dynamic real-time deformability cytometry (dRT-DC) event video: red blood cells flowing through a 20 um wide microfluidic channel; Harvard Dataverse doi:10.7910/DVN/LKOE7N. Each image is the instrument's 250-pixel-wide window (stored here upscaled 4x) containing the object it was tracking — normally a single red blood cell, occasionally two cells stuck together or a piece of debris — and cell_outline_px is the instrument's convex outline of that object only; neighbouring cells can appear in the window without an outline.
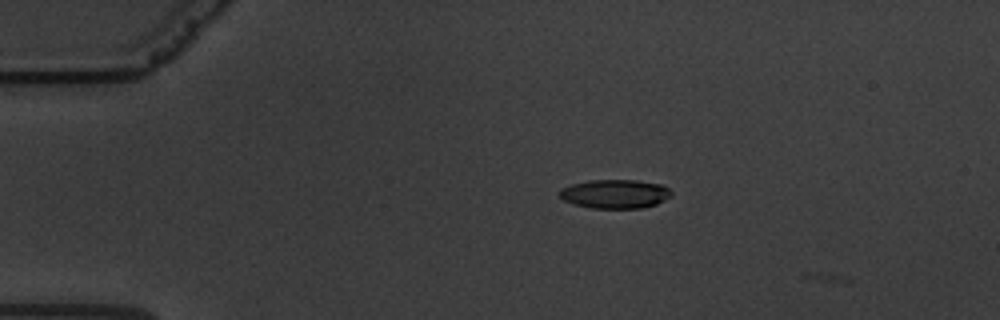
{"species": "common noctule bat (a hibernating species)", "species_latin": "Nyctalus noctula", "temperature_condition": "warm", "stored_images_in_passage": 6, "camera_frame_rate_fps": 3000, "um_per_image_px": 0.085, "animal": {"sex": "male", "body_mass_g": 19.5, "forearm_length_mm": 54.6}, "frame": {"image": 1, "passage_image": 2, "time_ms": 0.333, "image_size_px": [1000, 320], "cell_outline_px": [[672, 196], [656, 204], [644, 208], [592, 208], [572, 204], [564, 200], [556, 192], [560, 188], [572, 184], [588, 180], [636, 180], [660, 184], [668, 188], [672, 192]], "centroid_in_image_um": [52.25, 16.48], "position_along_channel_um": 32.8, "area_um2": 19.02}}